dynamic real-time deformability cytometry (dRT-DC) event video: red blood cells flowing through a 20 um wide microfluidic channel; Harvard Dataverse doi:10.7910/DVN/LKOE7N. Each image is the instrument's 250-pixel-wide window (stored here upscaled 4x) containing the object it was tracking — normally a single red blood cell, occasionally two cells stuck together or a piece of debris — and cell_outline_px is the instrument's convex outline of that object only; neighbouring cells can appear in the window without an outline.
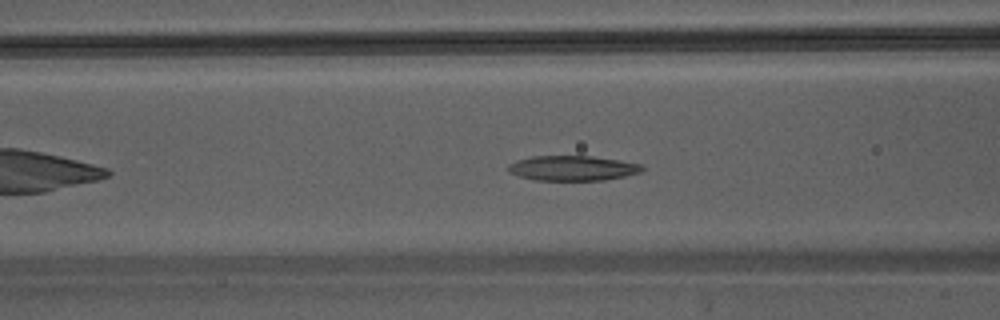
{"species": "Egyptian fruit bat (a non-hibernating species)", "species_latin": "Rousettus aegyptiacus", "temperature_condition": "warm", "stored_images_in_passage": 37, "camera_frame_rate_fps": 3000, "um_per_image_px": 0.085, "animal": {"sex": "male"}, "frame": {"image": 1, "passage_image": 9, "time_ms": 2.667, "image_size_px": [1000, 320], "cell_outline_px": [[644, 168], [640, 172], [624, 176], [604, 180], [532, 180], [508, 172], [508, 164], [516, 160], [532, 156], [592, 156], [644, 164]], "centroid_in_image_um": [48.66, 14.29], "position_along_channel_um": 117.9, "area_um2": 19.54}}
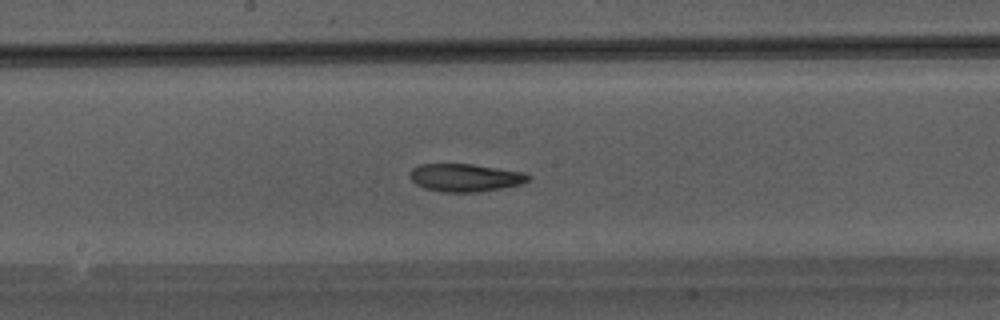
{"frame": {"image": 2, "passage_image": 15, "time_ms": 4.667, "image_size_px": [1000, 320], "cell_outline_px": [[532, 176], [528, 180], [520, 184], [500, 188], [476, 192], [440, 192], [424, 188], [416, 184], [408, 176], [412, 168], [420, 164], [472, 164], [524, 172]], "centroid_in_image_um": [39.51, 15.09], "position_along_channel_um": 208.7, "area_um2": 19.19}}
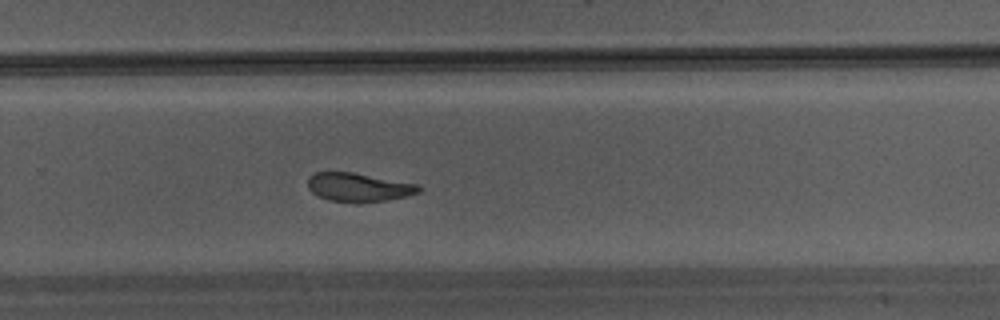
{"frame": {"image": 3, "passage_image": 21, "time_ms": 6.667, "image_size_px": [1000, 320], "cell_outline_px": [[420, 192], [388, 200], [356, 204], [328, 200], [312, 192], [308, 188], [308, 176], [316, 172], [352, 172], [420, 184]], "centroid_in_image_um": [30.48, 15.93], "position_along_channel_um": 299.3, "area_um2": 18.79}}